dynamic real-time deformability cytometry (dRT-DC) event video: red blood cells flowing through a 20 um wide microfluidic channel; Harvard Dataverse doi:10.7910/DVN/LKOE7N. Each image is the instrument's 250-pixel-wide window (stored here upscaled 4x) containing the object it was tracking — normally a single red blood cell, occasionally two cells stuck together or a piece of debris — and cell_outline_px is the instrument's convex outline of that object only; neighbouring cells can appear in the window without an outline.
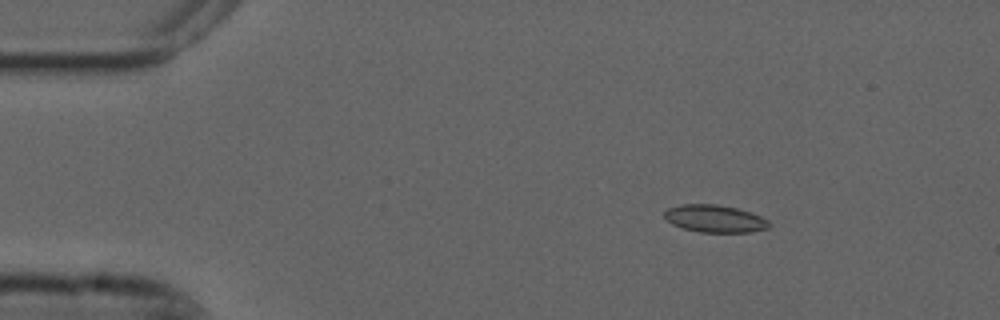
{"species": "common noctule bat (a hibernating species)", "species_latin": "Nyctalus noctula", "temperature_condition": "cold", "stored_images_in_passage": 3, "camera_frame_rate_fps": 3000, "um_per_image_px": 0.085, "animal": {"sex": "male", "forearm_length_mm": 52.5}, "frame": {"image": 1, "passage_image": 1, "time_ms": 0.0, "image_size_px": [1000, 320], "cell_outline_px": [[772, 224], [768, 228], [748, 232], [700, 232], [684, 228], [672, 224], [664, 220], [664, 212], [668, 208], [680, 204], [716, 204], [736, 208], [760, 216], [768, 220]], "centroid_in_image_um": [60.73, 18.58], "position_along_channel_um": 24.3, "area_um2": 16.7}}